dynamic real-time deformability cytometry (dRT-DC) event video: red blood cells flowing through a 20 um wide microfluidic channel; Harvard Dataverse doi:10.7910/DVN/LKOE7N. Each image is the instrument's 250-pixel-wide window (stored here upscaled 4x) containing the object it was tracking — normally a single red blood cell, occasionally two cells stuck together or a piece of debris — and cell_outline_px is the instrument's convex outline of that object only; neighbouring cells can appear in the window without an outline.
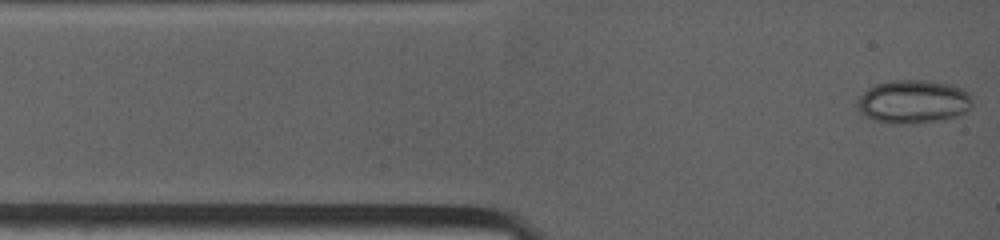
{"species": "common noctule bat (a hibernating species)", "species_latin": "Nyctalus noctula", "temperature_condition": "warm", "stored_images_in_passage": 20, "camera_frame_rate_fps": 4500, "um_per_image_px": 0.085, "animal": {"sex": "female", "body_mass_g": 19.0, "forearm_length_mm": 53.3}, "frame": {"image": 1, "passage_image": 1, "time_ms": 0.0, "image_size_px": [1000, 240], "cell_outline_px": [[972, 108], [968, 112], [960, 116], [916, 124], [892, 124], [872, 120], [860, 112], [856, 108], [856, 104], [860, 96], [868, 88], [876, 84], [888, 80], [928, 80], [952, 84], [964, 88], [968, 92], [972, 100]], "centroid_in_image_um": [77.66, 8.65], "position_along_channel_um": 7.3, "area_um2": 29.82}}